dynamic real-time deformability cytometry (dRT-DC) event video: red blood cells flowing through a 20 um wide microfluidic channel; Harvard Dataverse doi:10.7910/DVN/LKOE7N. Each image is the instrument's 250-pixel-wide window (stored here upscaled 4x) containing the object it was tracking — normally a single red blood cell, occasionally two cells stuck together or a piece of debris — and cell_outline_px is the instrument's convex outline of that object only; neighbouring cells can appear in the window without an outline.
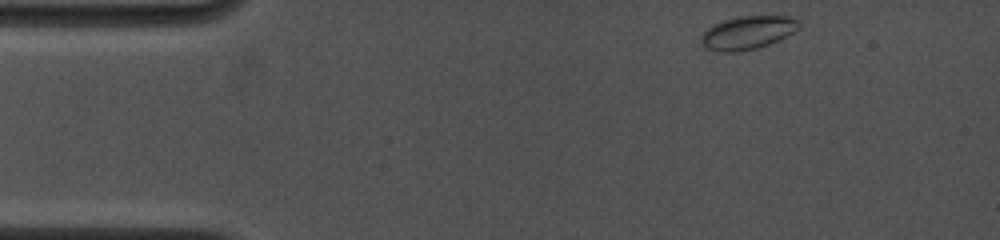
{"species": "common noctule bat (a hibernating species)", "species_latin": "Nyctalus noctula", "temperature_condition": "cold", "stored_images_in_passage": 37, "camera_frame_rate_fps": 4500, "um_per_image_px": 0.085, "animal": {"sex": "female", "body_mass_g": 19.0, "forearm_length_mm": 53.3}, "frame": {"image": 1, "passage_image": 1, "time_ms": 0.0, "image_size_px": [1000, 240], "cell_outline_px": [[800, 28], [768, 44], [756, 48], [736, 52], [720, 52], [708, 48], [700, 40], [700, 36], [712, 24], [724, 20], [740, 16], [788, 16], [800, 20]], "centroid_in_image_um": [63.54, 2.76], "position_along_channel_um": 21.5, "area_um2": 18.73}}
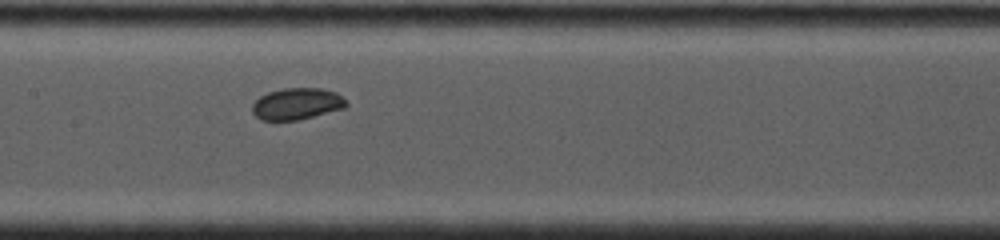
{"frame": {"image": 2, "passage_image": 21, "time_ms": 6.0, "image_size_px": [1000, 240], "cell_outline_px": [[348, 104], [344, 108], [296, 120], [260, 120], [252, 112], [252, 104], [260, 96], [268, 92], [284, 88], [320, 88], [336, 92]], "centroid_in_image_um": [25.2, 8.82], "position_along_channel_um": 182.2, "area_um2": 17.11}}
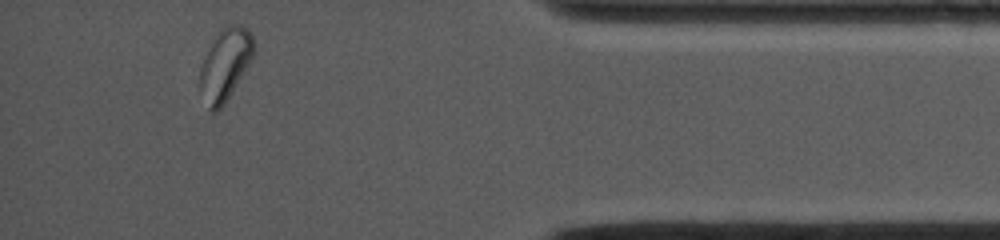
{"frame": {"image": 3, "passage_image": 37, "time_ms": 12.667, "image_size_px": [1000, 240], "cell_outline_px": [[252, 56], [236, 84], [224, 104], [216, 112], [212, 112], [208, 108], [200, 88], [200, 68], [216, 32], [228, 24], [244, 24], [248, 28], [252, 36]], "centroid_in_image_um": [19.12, 5.43], "position_along_channel_um": 416.1, "area_um2": 21.91}}